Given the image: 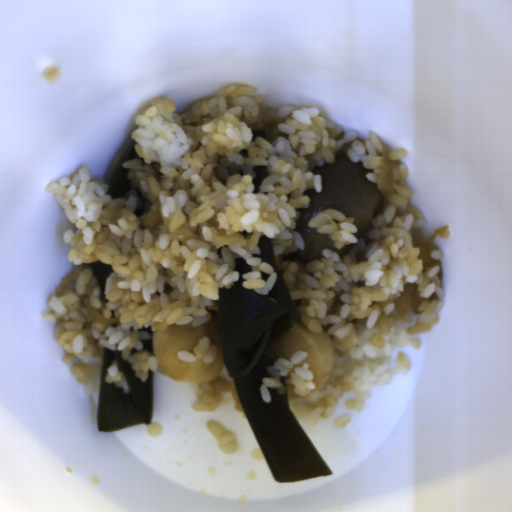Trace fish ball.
Instances as JSON below:
<instances>
[{
  "label": "fish ball",
  "instance_id": "1",
  "mask_svg": "<svg viewBox=\"0 0 512 512\" xmlns=\"http://www.w3.org/2000/svg\"><path fill=\"white\" fill-rule=\"evenodd\" d=\"M211 319L208 323L192 325L189 323H171L165 332H153L149 341L153 343L152 356L158 373L167 375L171 380L198 384L212 381L222 376L224 358L220 345L219 312L209 309ZM208 337L217 346L213 362L202 359L184 362L176 351L192 352L200 337Z\"/></svg>",
  "mask_w": 512,
  "mask_h": 512
},
{
  "label": "fish ball",
  "instance_id": "2",
  "mask_svg": "<svg viewBox=\"0 0 512 512\" xmlns=\"http://www.w3.org/2000/svg\"><path fill=\"white\" fill-rule=\"evenodd\" d=\"M271 347L277 355V360L284 359L288 362L293 353L297 351L306 352L305 359L293 365L289 373L293 374L295 368L308 363L312 373V381L316 387L308 394H300L293 389L292 385H288L286 379L290 376H285L282 378V383L285 386L287 401L298 402L313 396L319 389H323L333 373L334 344L331 335L325 328L322 333H315L300 322L291 321L289 327L273 341Z\"/></svg>",
  "mask_w": 512,
  "mask_h": 512
}]
</instances>
